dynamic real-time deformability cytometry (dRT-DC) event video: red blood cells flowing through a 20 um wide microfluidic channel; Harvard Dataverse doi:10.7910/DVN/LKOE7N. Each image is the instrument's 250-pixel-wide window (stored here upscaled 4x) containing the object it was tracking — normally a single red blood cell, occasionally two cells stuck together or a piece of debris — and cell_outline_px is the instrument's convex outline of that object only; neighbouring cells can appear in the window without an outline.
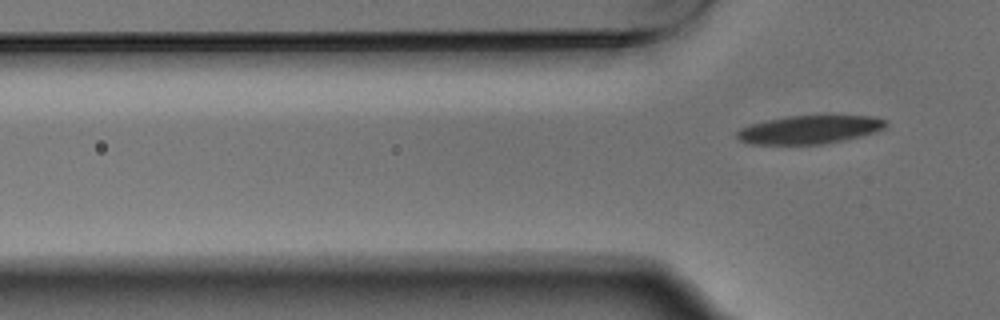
{"species": "Egyptian fruit bat (a non-hibernating species)", "species_latin": "Rousettus aegyptiacus", "temperature_condition": "warm", "stored_images_in_passage": 5, "camera_frame_rate_fps": 3000, "um_per_image_px": 0.085, "animal": {"sex": "male"}, "frame": {"image": 1, "passage_image": 5, "time_ms": 1.333, "image_size_px": [1000, 320], "cell_outline_px": [[888, 124], [884, 128], [876, 132], [844, 140], [824, 144], [748, 144], [740, 140], [736, 136], [736, 132], [740, 128], [752, 124], [768, 120], [788, 116], [872, 116], [888, 120]], "centroid_in_image_um": [68.83, 11.02], "position_along_channel_um": 57.0, "area_um2": 24.51}}